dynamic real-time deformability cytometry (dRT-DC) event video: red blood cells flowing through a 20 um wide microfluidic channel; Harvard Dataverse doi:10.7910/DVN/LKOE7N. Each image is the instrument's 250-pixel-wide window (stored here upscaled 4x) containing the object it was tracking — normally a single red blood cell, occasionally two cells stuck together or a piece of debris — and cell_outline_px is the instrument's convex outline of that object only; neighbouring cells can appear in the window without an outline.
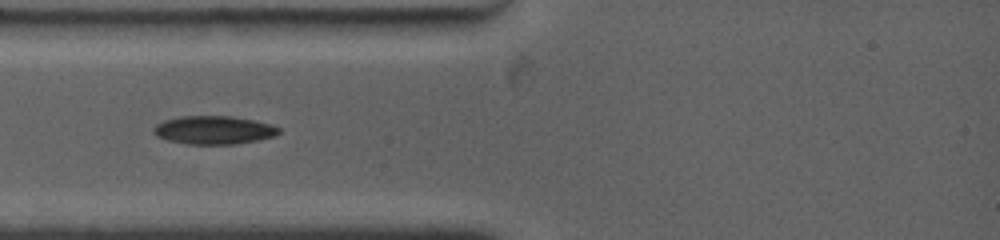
{"species": "common noctule bat (a hibernating species)", "species_latin": "Nyctalus noctula", "temperature_condition": "warm", "stored_images_in_passage": 8, "camera_frame_rate_fps": 4500, "um_per_image_px": 0.085, "animal": {"sex": "female", "body_mass_g": 19.0, "forearm_length_mm": 53.3}, "frame": {"image": 1, "passage_image": 1, "time_ms": 0.0, "image_size_px": [1000, 240], "cell_outline_px": [[280, 132], [272, 136], [256, 140], [236, 144], [188, 144], [168, 140], [156, 136], [152, 132], [152, 128], [156, 124], [164, 120], [180, 116], [228, 116], [252, 120], [268, 124], [280, 128]], "centroid_in_image_um": [18.1, 11.05], "position_along_channel_um": 66.9, "area_um2": 20.46}}
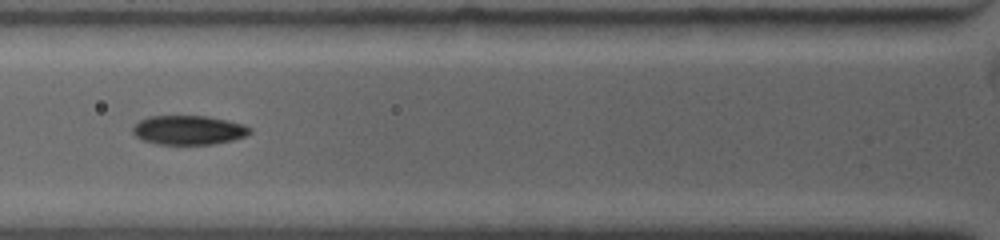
{"frame": {"image": 2, "passage_image": 4, "time_ms": 1.111, "image_size_px": [1000, 240], "cell_outline_px": [[248, 132], [244, 136], [232, 140], [212, 144], [160, 144], [144, 140], [136, 136], [132, 132], [132, 128], [140, 120], [152, 116], [204, 116], [224, 120], [240, 124], [248, 128]], "centroid_in_image_um": [15.95, 11.06], "position_along_channel_um": 109.8, "area_um2": 19.31}}
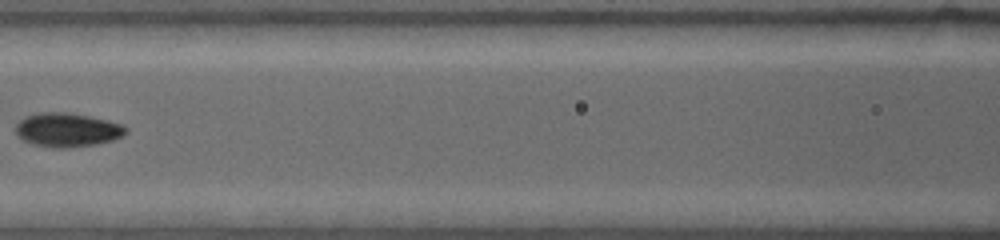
{"frame": {"image": 3, "passage_image": 7, "time_ms": 2.444, "image_size_px": [1000, 240], "cell_outline_px": [[128, 132], [124, 136], [112, 140], [96, 144], [68, 148], [52, 148], [32, 144], [24, 140], [16, 132], [16, 124], [20, 120], [28, 116], [40, 112], [64, 112], [88, 116], [108, 120], [120, 124], [128, 128]], "centroid_in_image_um": [5.75, 11.05], "position_along_channel_um": 160.9, "area_um2": 21.73}}